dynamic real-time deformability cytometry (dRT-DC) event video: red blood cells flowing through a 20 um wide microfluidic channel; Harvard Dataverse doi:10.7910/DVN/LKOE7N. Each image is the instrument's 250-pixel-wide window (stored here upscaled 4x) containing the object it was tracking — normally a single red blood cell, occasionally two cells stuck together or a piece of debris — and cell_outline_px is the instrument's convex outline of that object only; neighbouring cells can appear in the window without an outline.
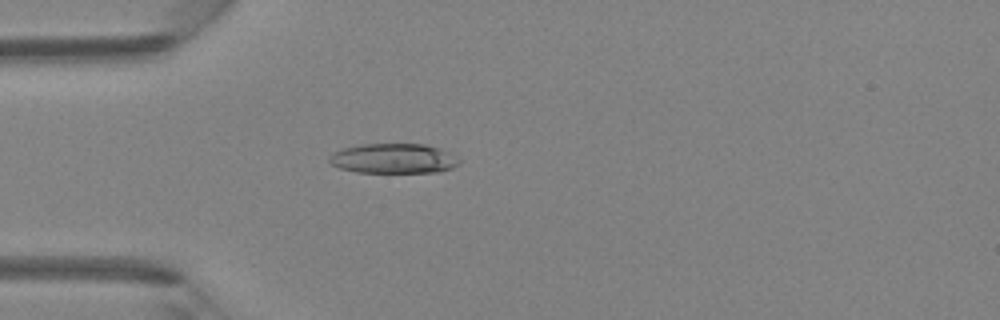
{"species": "Egyptian fruit bat (a non-hibernating species)", "species_latin": "Rousettus aegyptiacus", "temperature_condition": "room temperature", "stored_images_in_passage": 4, "camera_frame_rate_fps": 3000, "um_per_image_px": 0.085, "animal": {"sex": "female"}, "frame": {"image": 1, "passage_image": 4, "time_ms": 3.333, "image_size_px": [1000, 320], "cell_outline_px": [[460, 164], [452, 168], [440, 172], [356, 172], [340, 168], [332, 164], [328, 160], [336, 152], [344, 148], [364, 144], [424, 144], [440, 148], [452, 152], [460, 160]], "centroid_in_image_um": [33.54, 13.47], "position_along_channel_um": 51.5, "area_um2": 22.54}}